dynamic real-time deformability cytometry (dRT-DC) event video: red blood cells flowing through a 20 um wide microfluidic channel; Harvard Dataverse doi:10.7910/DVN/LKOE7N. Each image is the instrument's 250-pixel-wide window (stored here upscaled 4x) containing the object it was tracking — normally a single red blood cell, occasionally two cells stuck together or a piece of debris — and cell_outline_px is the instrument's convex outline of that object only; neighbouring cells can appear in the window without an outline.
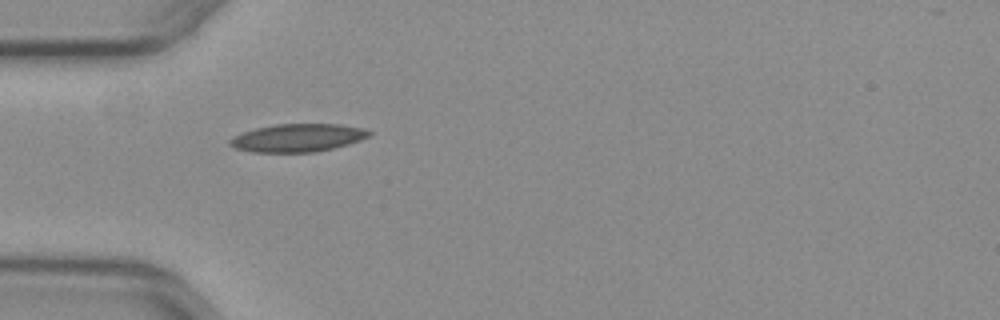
{"species": "common noctule bat (a hibernating species)", "species_latin": "Nyctalus noctula", "temperature_condition": "warm", "stored_images_in_passage": 7, "camera_frame_rate_fps": 3000, "um_per_image_px": 0.085, "animal": {"sex": "female", "body_mass_g": 29.2, "forearm_length_mm": 56.3}, "frame": {"image": 1, "passage_image": 1, "time_ms": 0.0, "image_size_px": [1000, 320], "cell_outline_px": [[372, 132], [368, 136], [360, 140], [348, 144], [316, 152], [252, 152], [236, 148], [228, 144], [228, 140], [244, 132], [256, 128], [276, 124], [340, 124], [364, 128]], "centroid_in_image_um": [25.32, 11.71], "position_along_channel_um": 59.7, "area_um2": 22.54}}